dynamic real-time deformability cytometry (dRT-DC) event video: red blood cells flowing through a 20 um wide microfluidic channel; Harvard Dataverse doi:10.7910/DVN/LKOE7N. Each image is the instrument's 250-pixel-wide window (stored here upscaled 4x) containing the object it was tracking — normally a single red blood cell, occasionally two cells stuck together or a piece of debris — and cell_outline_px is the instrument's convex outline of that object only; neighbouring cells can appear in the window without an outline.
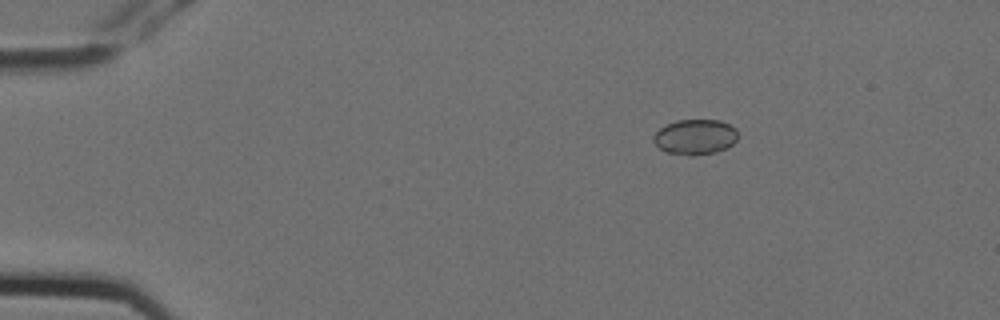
{"species": "Egyptian fruit bat (a non-hibernating species)", "species_latin": "Rousettus aegyptiacus", "temperature_condition": "cold", "stored_images_in_passage": 4, "camera_frame_rate_fps": 3000, "um_per_image_px": 0.085, "animal": {"sex": "female"}, "frame": {"image": 1, "passage_image": 2, "time_ms": 0.333, "image_size_px": [1000, 320], "cell_outline_px": [[736, 140], [732, 144], [724, 148], [712, 152], [692, 156], [664, 152], [652, 140], [652, 136], [660, 128], [676, 120], [720, 120], [736, 128]], "centroid_in_image_um": [59.05, 11.63], "position_along_channel_um": 26.0, "area_um2": 17.17}}